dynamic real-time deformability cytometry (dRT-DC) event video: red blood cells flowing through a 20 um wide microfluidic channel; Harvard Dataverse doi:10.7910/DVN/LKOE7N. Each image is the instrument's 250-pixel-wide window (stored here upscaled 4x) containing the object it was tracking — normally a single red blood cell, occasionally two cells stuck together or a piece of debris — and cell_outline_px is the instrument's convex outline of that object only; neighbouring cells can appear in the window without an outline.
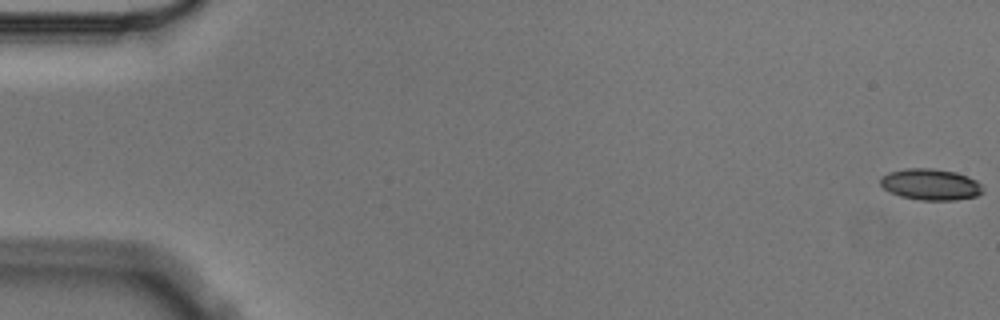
{"species": "Egyptian fruit bat (a non-hibernating species)", "species_latin": "Rousettus aegyptiacus", "temperature_condition": "cold", "stored_images_in_passage": 6, "camera_frame_rate_fps": 3000, "um_per_image_px": 0.085, "animal": {"sex": "male"}, "frame": {"image": 1, "passage_image": 1, "time_ms": 0.0, "image_size_px": [1000, 320], "cell_outline_px": [[984, 192], [976, 196], [956, 200], [920, 200], [900, 196], [888, 192], [880, 184], [880, 176], [888, 172], [904, 168], [932, 168], [956, 172], [968, 176], [976, 180], [984, 188]], "centroid_in_image_um": [79.08, 15.67], "position_along_channel_um": 5.9, "area_um2": 18.96}}
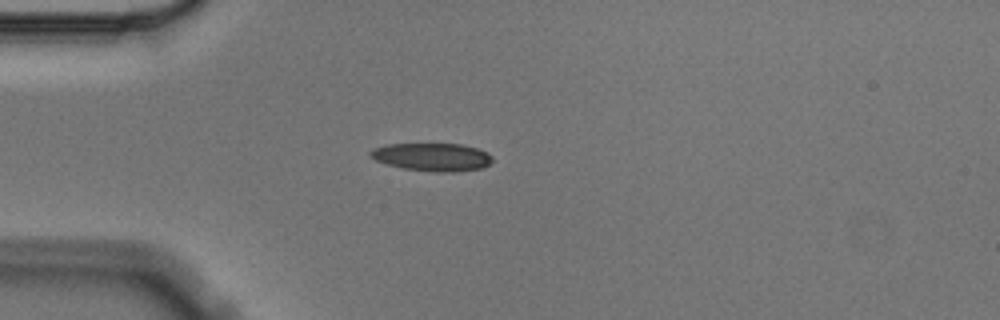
{"frame": {"image": 2, "passage_image": 5, "time_ms": 1.333, "image_size_px": [1000, 320], "cell_outline_px": [[492, 160], [488, 164], [480, 168], [452, 172], [436, 172], [404, 168], [388, 164], [376, 160], [368, 156], [368, 152], [372, 148], [388, 144], [460, 144], [476, 148], [488, 152], [492, 156]], "centroid_in_image_um": [36.71, 13.33], "position_along_channel_um": 48.3, "area_um2": 19.77}}